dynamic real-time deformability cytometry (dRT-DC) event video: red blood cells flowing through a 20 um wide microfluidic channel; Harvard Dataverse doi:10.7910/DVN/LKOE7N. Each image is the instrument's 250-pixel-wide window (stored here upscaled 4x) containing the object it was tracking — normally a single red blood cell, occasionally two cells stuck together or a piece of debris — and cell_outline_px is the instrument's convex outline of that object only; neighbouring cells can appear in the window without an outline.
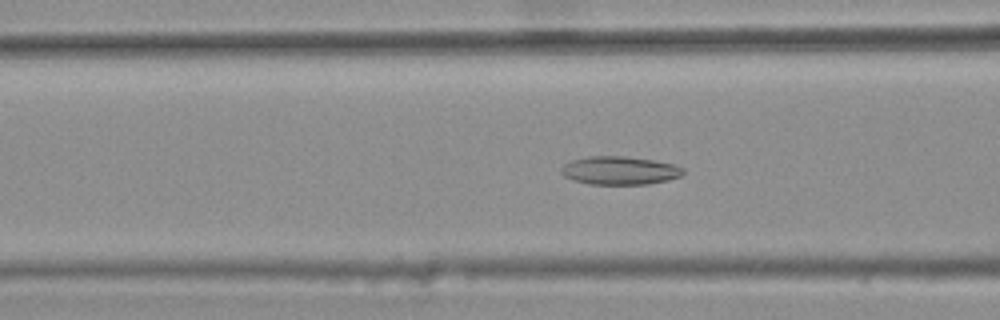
{"species": "common noctule bat (a hibernating species)", "species_latin": "Nyctalus noctula", "temperature_condition": "warm", "stored_images_in_passage": 45, "camera_frame_rate_fps": 3000, "um_per_image_px": 0.085, "animal": {"sex": "female", "body_mass_g": 25.1}, "frame": {"image": 1, "passage_image": 20, "time_ms": 6.333, "image_size_px": [1000, 320], "cell_outline_px": [[684, 172], [680, 176], [668, 180], [648, 184], [588, 184], [572, 180], [564, 176], [560, 172], [560, 168], [564, 164], [572, 160], [588, 156], [624, 156], [652, 160], [676, 164], [684, 168]], "centroid_in_image_um": [52.66, 14.49], "position_along_channel_um": 113.9, "area_um2": 20.23}}
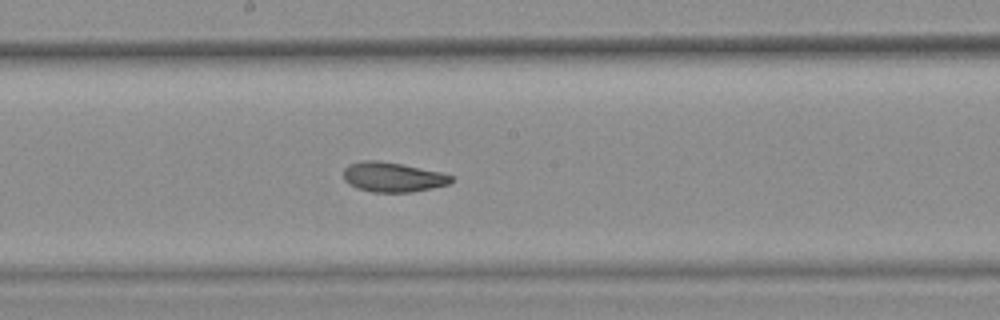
{"frame": {"image": 2, "passage_image": 28, "time_ms": 9.0, "image_size_px": [1000, 320], "cell_outline_px": [[452, 180], [448, 184], [412, 192], [372, 192], [356, 188], [348, 184], [344, 180], [344, 168], [348, 164], [364, 160], [376, 160], [400, 164], [440, 172], [452, 176]], "centroid_in_image_um": [33.32, 15.05], "position_along_channel_um": 214.9, "area_um2": 18.5}}
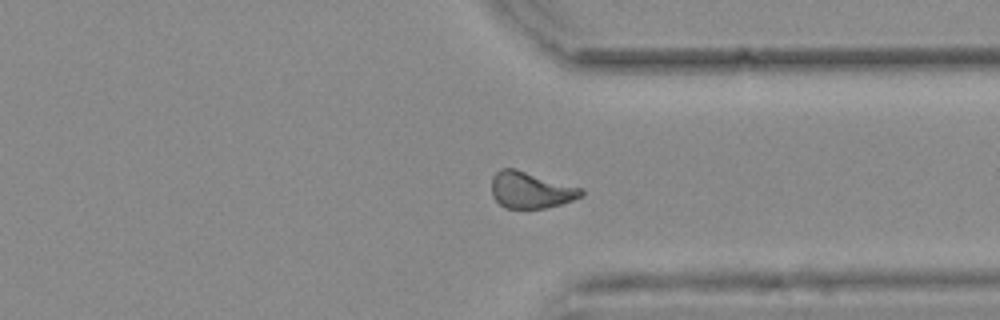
{"frame": {"image": 3, "passage_image": 40, "time_ms": 13.0, "image_size_px": [1000, 320], "cell_outline_px": [[584, 192], [580, 196], [572, 200], [560, 204], [544, 208], [504, 208], [492, 196], [492, 176], [500, 168], [516, 168], [584, 188]], "centroid_in_image_um": [45.1, 16.13], "position_along_channel_um": 366.3, "area_um2": 19.19}, "authors_computed_cell_mechanics": {"area_um2": 19.4786, "velocity_mm_per_s": 3.7895, "shape_relaxation_time_tau1_ms": null, "shape_relaxation_time_tau2_ms": 2.5077, "deformation_change_tau1": null, "deformation_change_tau2": 0.0883}}